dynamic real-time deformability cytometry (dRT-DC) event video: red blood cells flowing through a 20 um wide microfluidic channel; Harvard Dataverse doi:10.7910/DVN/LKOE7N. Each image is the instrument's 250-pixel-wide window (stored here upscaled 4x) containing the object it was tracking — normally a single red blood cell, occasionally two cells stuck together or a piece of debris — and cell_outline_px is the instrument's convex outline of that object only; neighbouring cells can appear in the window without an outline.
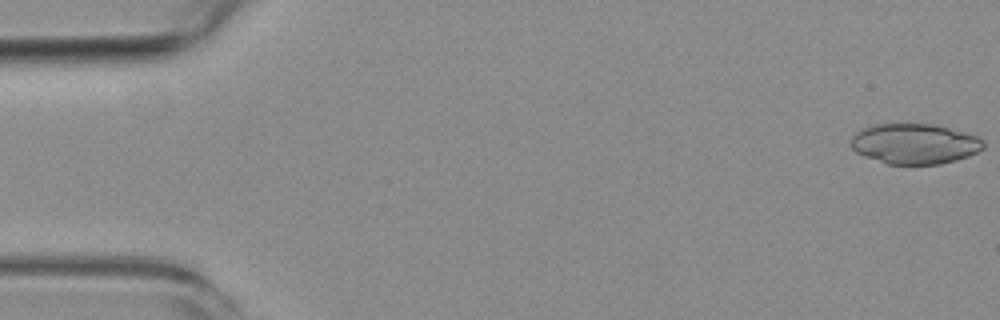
{"species": "common noctule bat (a hibernating species)", "species_latin": "Nyctalus noctula", "temperature_condition": "room temperature", "stored_images_in_passage": 5, "camera_frame_rate_fps": 3000, "um_per_image_px": 0.085, "animal": {"sex": "female", "body_mass_g": 19.3, "forearm_length_mm": 54.1}, "frame": {"image": 1, "passage_image": 1, "time_ms": 0.0, "image_size_px": [1000, 320], "cell_outline_px": [[984, 148], [968, 156], [956, 160], [940, 164], [888, 164], [864, 156], [856, 152], [852, 148], [852, 136], [856, 132], [864, 128], [876, 124], [936, 124], [968, 132], [980, 136], [984, 140]], "centroid_in_image_um": [77.8, 12.21], "position_along_channel_um": 7.2, "area_um2": 31.33}}